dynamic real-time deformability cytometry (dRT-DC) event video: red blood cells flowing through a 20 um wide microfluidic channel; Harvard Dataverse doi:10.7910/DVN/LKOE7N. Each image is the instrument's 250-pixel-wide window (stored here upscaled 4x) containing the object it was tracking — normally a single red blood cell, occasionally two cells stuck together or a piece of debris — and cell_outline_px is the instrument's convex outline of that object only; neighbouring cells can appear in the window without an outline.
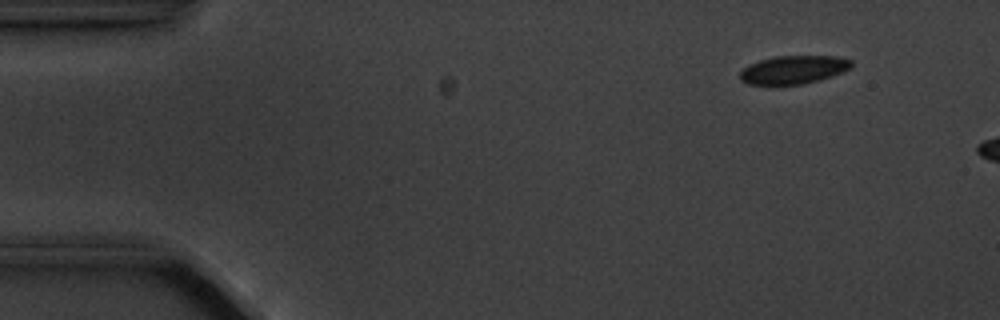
{"species": "common noctule bat (a hibernating species)", "species_latin": "Nyctalus noctula", "temperature_condition": "cold", "stored_images_in_passage": 6, "camera_frame_rate_fps": 3000, "um_per_image_px": 0.085, "animal": {"sex": "male", "body_mass_g": 20.1, "forearm_length_mm": 53.5}, "frame": {"image": 1, "passage_image": 6, "time_ms": 6.333, "image_size_px": [1000, 320], "cell_outline_px": [[852, 68], [832, 76], [820, 80], [804, 84], [748, 84], [740, 80], [740, 72], [748, 64], [760, 60], [776, 56], [836, 56], [852, 60]], "centroid_in_image_um": [67.47, 5.92], "position_along_channel_um": 17.5, "area_um2": 18.38}}